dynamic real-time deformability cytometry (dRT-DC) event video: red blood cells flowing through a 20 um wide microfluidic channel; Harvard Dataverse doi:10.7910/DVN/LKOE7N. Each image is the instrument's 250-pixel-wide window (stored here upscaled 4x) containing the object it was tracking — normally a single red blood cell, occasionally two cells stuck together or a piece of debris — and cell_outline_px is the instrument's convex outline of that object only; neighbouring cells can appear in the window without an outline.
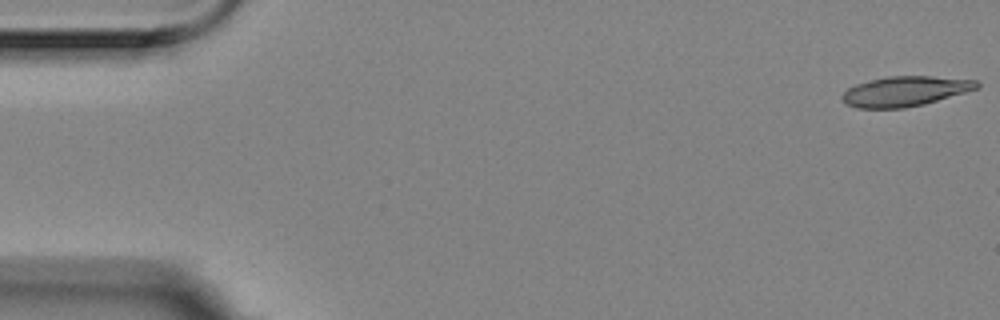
{"species": "Egyptian fruit bat (a non-hibernating species)", "species_latin": "Rousettus aegyptiacus", "temperature_condition": "room temperature", "stored_images_in_passage": 8, "camera_frame_rate_fps": 3000, "um_per_image_px": 0.085, "animal": {"sex": "female"}, "frame": {"image": 1, "passage_image": 1, "time_ms": 0.0, "image_size_px": [1000, 320], "cell_outline_px": [[980, 88], [924, 104], [904, 108], [856, 108], [844, 104], [840, 96], [848, 88], [856, 84], [888, 76], [932, 76], [976, 80], [980, 84]], "centroid_in_image_um": [76.92, 7.76], "position_along_channel_um": 8.1, "area_um2": 23.58}}